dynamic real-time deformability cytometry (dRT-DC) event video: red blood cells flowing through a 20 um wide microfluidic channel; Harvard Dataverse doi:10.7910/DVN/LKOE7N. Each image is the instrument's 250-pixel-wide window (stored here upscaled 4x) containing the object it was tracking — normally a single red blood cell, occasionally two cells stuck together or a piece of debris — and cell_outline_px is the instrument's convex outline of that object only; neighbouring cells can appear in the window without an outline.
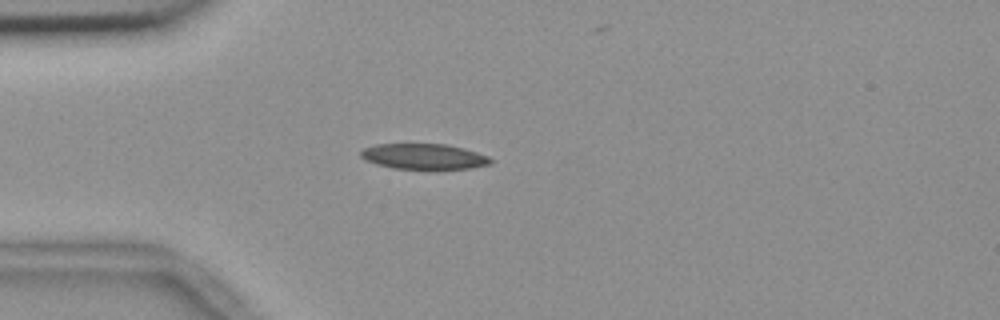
{"species": "common noctule bat (a hibernating species)", "species_latin": "Nyctalus noctula", "temperature_condition": "room temperature", "stored_images_in_passage": 1, "camera_frame_rate_fps": 3000, "um_per_image_px": 0.085, "animal": {"sex": "female", "body_mass_g": 18.4}, "frame": {"image": 1, "passage_image": 1, "time_ms": 0.0, "image_size_px": [1000, 320], "cell_outline_px": [[492, 164], [468, 168], [392, 168], [376, 164], [364, 160], [360, 156], [360, 152], [364, 148], [376, 144], [448, 144], [464, 148], [488, 156], [492, 160]], "centroid_in_image_um": [36.0, 13.29], "position_along_channel_um": 49.0, "area_um2": 19.13}}